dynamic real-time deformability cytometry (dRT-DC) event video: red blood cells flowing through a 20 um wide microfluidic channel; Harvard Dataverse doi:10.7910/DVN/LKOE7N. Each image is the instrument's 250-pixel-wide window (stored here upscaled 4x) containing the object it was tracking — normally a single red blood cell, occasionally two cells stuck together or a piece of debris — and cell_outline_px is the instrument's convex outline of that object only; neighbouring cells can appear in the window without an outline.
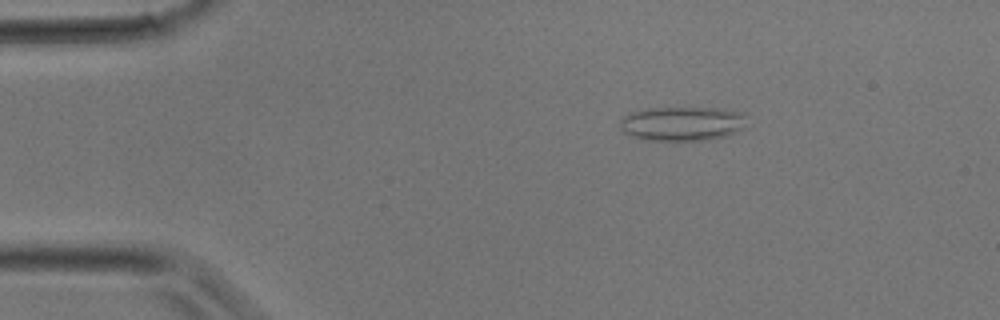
{"species": "common noctule bat (a hibernating species)", "species_latin": "Nyctalus noctula", "temperature_condition": "room temperature", "stored_images_in_passage": 34, "camera_frame_rate_fps": 3000, "um_per_image_px": 0.085, "animal": {"sex": "male", "body_mass_g": 17.9}, "frame": {"image": 1, "passage_image": 4, "time_ms": 1.0, "image_size_px": [1000, 320], "cell_outline_px": [[744, 128], [736, 132], [724, 136], [708, 140], [640, 140], [624, 132], [620, 128], [620, 120], [624, 116], [632, 112], [644, 108], [720, 108], [744, 112]], "centroid_in_image_um": [57.97, 10.5], "position_along_channel_um": 27.0, "area_um2": 25.43}}
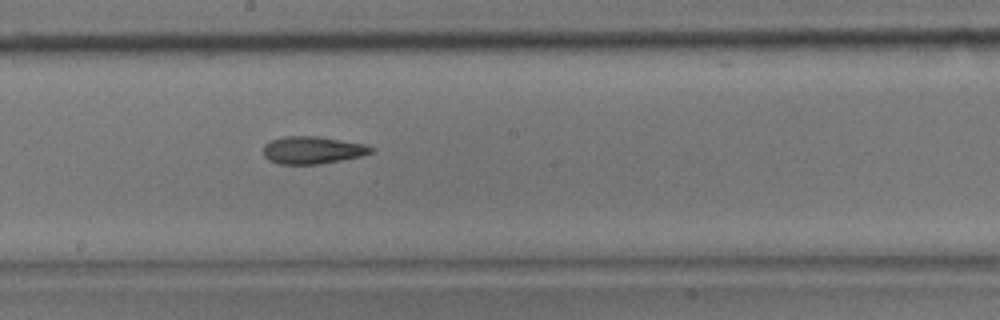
{"frame": {"image": 2, "passage_image": 17, "time_ms": 5.333, "image_size_px": [1000, 320], "cell_outline_px": [[376, 148], [372, 152], [360, 156], [320, 164], [280, 164], [268, 160], [264, 156], [264, 144], [280, 136], [320, 136], [368, 144]], "centroid_in_image_um": [26.58, 12.74], "position_along_channel_um": 221.6, "area_um2": 17.46}}
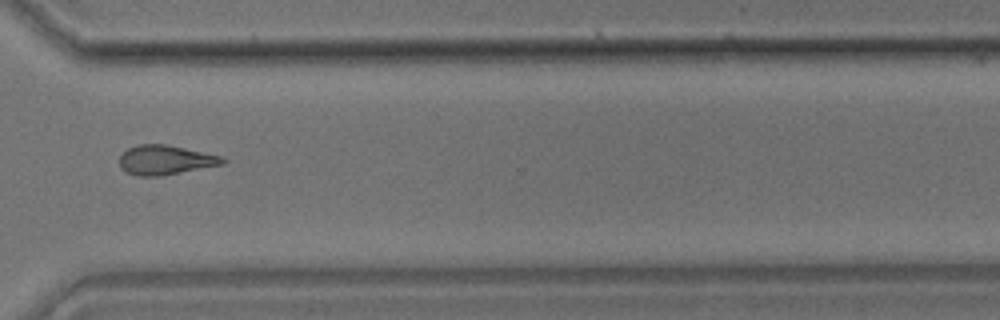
{"frame": {"image": 3, "passage_image": 24, "time_ms": 7.667, "image_size_px": [1000, 320], "cell_outline_px": [[228, 160], [224, 164], [160, 176], [136, 176], [120, 168], [120, 156], [128, 148], [140, 144], [168, 144], [220, 156]], "centroid_in_image_um": [14.05, 13.6], "position_along_channel_um": 356.5, "area_um2": 17.63}}